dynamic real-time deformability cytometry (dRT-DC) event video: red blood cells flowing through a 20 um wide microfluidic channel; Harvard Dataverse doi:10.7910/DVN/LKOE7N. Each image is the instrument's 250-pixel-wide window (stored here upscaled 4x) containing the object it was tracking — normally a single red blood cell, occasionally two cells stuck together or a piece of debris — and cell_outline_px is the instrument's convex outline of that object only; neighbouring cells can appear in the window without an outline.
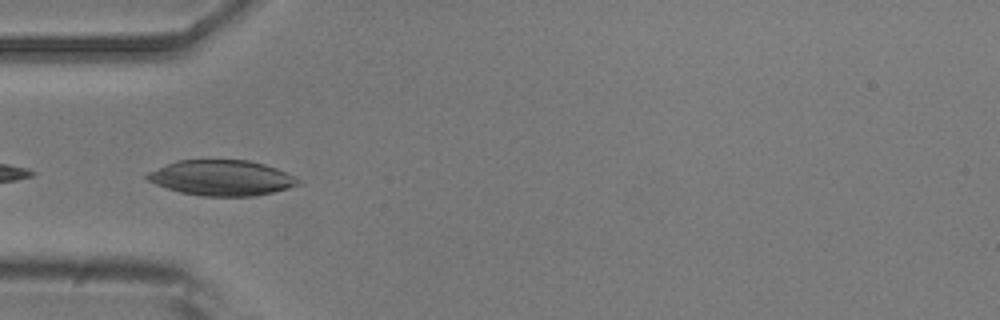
{"species": "common noctule bat (a hibernating species)", "species_latin": "Nyctalus noctula", "temperature_condition": "room temperature", "stored_images_in_passage": 5, "camera_frame_rate_fps": 3000, "um_per_image_px": 0.085, "animal": {"sex": "male", "body_mass_g": 20.5, "forearm_length_mm": 52.5}, "frame": {"image": 1, "passage_image": 4, "time_ms": 3.667, "image_size_px": [1000, 320], "cell_outline_px": [[300, 184], [288, 188], [256, 196], [204, 196], [180, 192], [156, 184], [148, 180], [144, 176], [148, 172], [176, 160], [248, 160], [264, 164], [276, 168], [296, 176], [300, 180]], "centroid_in_image_um": [18.86, 15.11], "position_along_channel_um": 66.1, "area_um2": 31.1}}
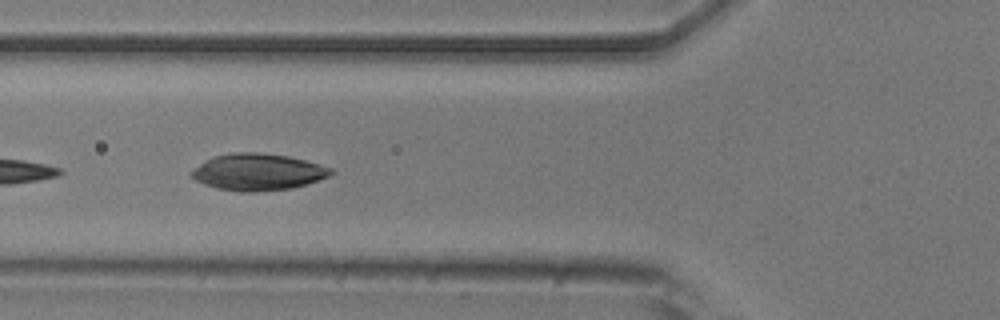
{"frame": {"image": 2, "passage_image": 5, "time_ms": 4.667, "image_size_px": [1000, 320], "cell_outline_px": [[336, 172], [328, 176], [308, 184], [292, 188], [256, 192], [240, 192], [216, 188], [204, 184], [196, 180], [188, 172], [212, 156], [232, 152], [260, 152], [288, 156], [320, 164], [332, 168]], "centroid_in_image_um": [21.92, 14.62], "position_along_channel_um": 103.9, "area_um2": 30.06}}